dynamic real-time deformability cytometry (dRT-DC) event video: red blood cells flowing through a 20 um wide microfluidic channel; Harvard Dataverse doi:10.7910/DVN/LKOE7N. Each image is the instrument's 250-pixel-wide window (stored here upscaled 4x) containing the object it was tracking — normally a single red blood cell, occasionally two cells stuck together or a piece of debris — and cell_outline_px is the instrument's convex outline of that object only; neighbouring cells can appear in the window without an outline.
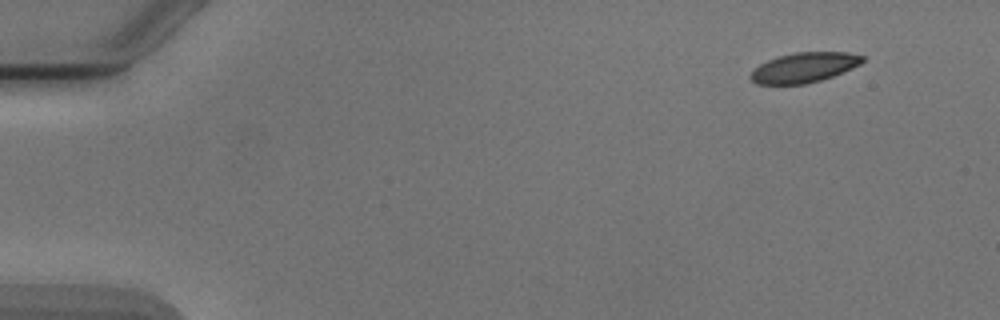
{"species": "Egyptian fruit bat (a non-hibernating species)", "species_latin": "Rousettus aegyptiacus", "temperature_condition": "cold", "stored_images_in_passage": 5, "camera_frame_rate_fps": 3000, "um_per_image_px": 0.085, "animal": {"sex": "male"}, "frame": {"image": 1, "passage_image": 1, "time_ms": 0.0, "image_size_px": [1000, 320], "cell_outline_px": [[864, 60], [860, 64], [852, 68], [832, 76], [808, 84], [756, 84], [748, 76], [760, 64], [776, 56], [792, 52], [848, 52], [864, 56]], "centroid_in_image_um": [68.34, 5.73], "position_along_channel_um": 16.7, "area_um2": 19.54}}
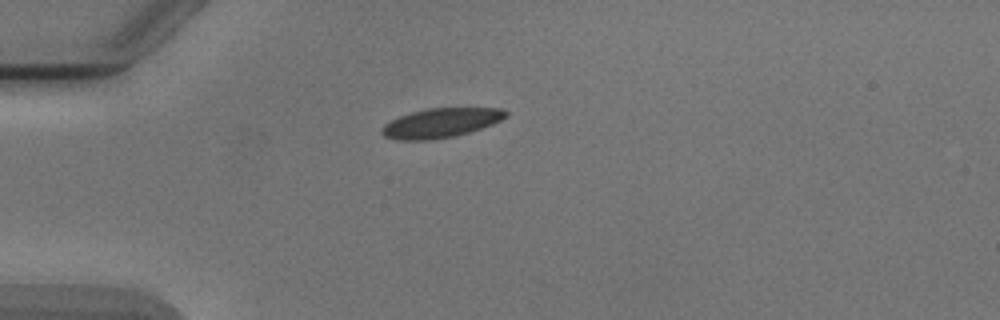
{"frame": {"image": 2, "passage_image": 3, "time_ms": 3.333, "image_size_px": [1000, 320], "cell_outline_px": [[508, 116], [492, 124], [456, 136], [432, 140], [396, 140], [384, 136], [380, 132], [380, 128], [384, 124], [400, 116], [412, 112], [428, 108], [500, 108], [508, 112]], "centroid_in_image_um": [37.44, 10.45], "position_along_channel_um": 47.6, "area_um2": 21.21}}
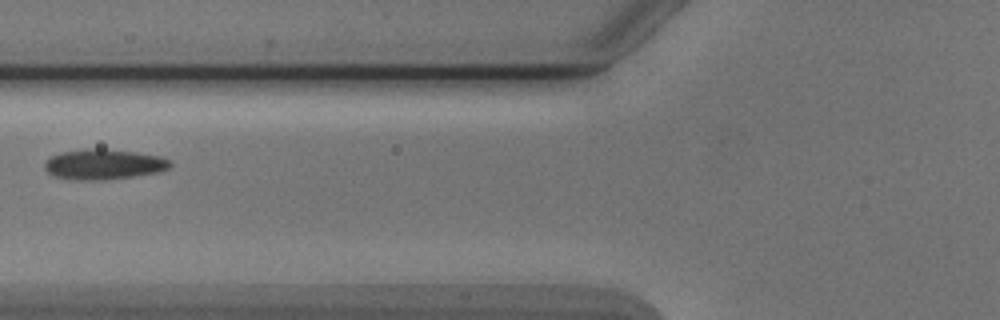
{"frame": {"image": 3, "passage_image": 5, "time_ms": 5.667, "image_size_px": [1000, 320], "cell_outline_px": [[172, 164], [168, 168], [160, 172], [132, 176], [96, 180], [80, 180], [52, 176], [44, 168], [44, 164], [52, 156], [60, 152], [88, 148], [104, 148], [136, 152], [160, 156], [172, 160]], "centroid_in_image_um": [8.83, 13.95], "position_along_channel_um": 117.0, "area_um2": 22.2}}